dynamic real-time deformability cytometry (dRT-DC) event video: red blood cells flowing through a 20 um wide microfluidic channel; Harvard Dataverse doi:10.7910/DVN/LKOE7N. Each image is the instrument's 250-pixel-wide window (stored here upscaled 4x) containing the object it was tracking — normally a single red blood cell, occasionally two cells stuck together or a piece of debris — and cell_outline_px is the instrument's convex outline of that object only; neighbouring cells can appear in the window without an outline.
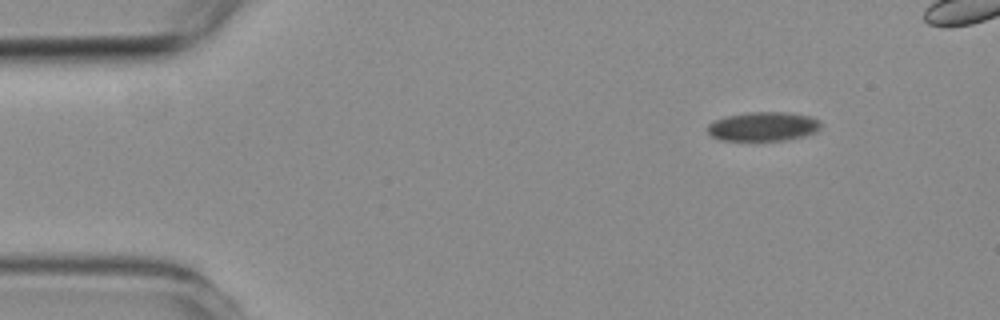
{"species": "common noctule bat (a hibernating species)", "species_latin": "Nyctalus noctula", "temperature_condition": "room temperature", "stored_images_in_passage": 3, "camera_frame_rate_fps": 3000, "um_per_image_px": 0.085, "animal": {"sex": "female", "body_mass_g": 19.3, "forearm_length_mm": 54.1}, "frame": {"image": 1, "passage_image": 3, "time_ms": 3.333, "image_size_px": [1000, 320], "cell_outline_px": [[820, 128], [816, 132], [804, 136], [788, 140], [720, 140], [712, 136], [708, 132], [708, 124], [716, 120], [728, 116], [748, 112], [784, 112], [808, 116], [820, 120]], "centroid_in_image_um": [64.89, 10.75], "position_along_channel_um": 20.1, "area_um2": 19.07}}